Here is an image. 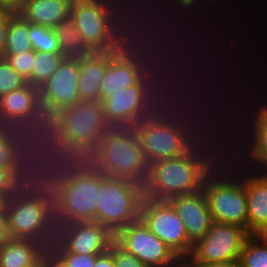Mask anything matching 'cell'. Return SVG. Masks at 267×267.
I'll return each instance as SVG.
<instances>
[{
    "label": "cell",
    "mask_w": 267,
    "mask_h": 267,
    "mask_svg": "<svg viewBox=\"0 0 267 267\" xmlns=\"http://www.w3.org/2000/svg\"><path fill=\"white\" fill-rule=\"evenodd\" d=\"M238 162L241 170L239 168L236 170L235 167L233 170L245 183L248 205V232L256 235H267V174L262 173L261 175V173L257 172L258 168L255 169L257 174H254L255 171H252V168H250V172L247 166L242 167V165H245L243 164L246 162L245 160ZM244 168L245 170H243ZM243 172H247V175Z\"/></svg>",
    "instance_id": "cell-18"
},
{
    "label": "cell",
    "mask_w": 267,
    "mask_h": 267,
    "mask_svg": "<svg viewBox=\"0 0 267 267\" xmlns=\"http://www.w3.org/2000/svg\"><path fill=\"white\" fill-rule=\"evenodd\" d=\"M114 241L148 267H181L183 262L142 220L130 223L114 235Z\"/></svg>",
    "instance_id": "cell-4"
},
{
    "label": "cell",
    "mask_w": 267,
    "mask_h": 267,
    "mask_svg": "<svg viewBox=\"0 0 267 267\" xmlns=\"http://www.w3.org/2000/svg\"><path fill=\"white\" fill-rule=\"evenodd\" d=\"M125 2H126V4L128 3V5H125ZM139 2H140V0L138 2L133 1L132 3H134L135 5L133 7H130V5H132L130 3V0L124 1V11H123V18H121V24L124 27H127L128 29L132 30L133 32H134V25H136L135 18H137V7H136L137 4L136 3H139ZM127 6H129V8Z\"/></svg>",
    "instance_id": "cell-51"
},
{
    "label": "cell",
    "mask_w": 267,
    "mask_h": 267,
    "mask_svg": "<svg viewBox=\"0 0 267 267\" xmlns=\"http://www.w3.org/2000/svg\"><path fill=\"white\" fill-rule=\"evenodd\" d=\"M23 0H0V6L11 9L12 11L17 12L22 4Z\"/></svg>",
    "instance_id": "cell-59"
},
{
    "label": "cell",
    "mask_w": 267,
    "mask_h": 267,
    "mask_svg": "<svg viewBox=\"0 0 267 267\" xmlns=\"http://www.w3.org/2000/svg\"><path fill=\"white\" fill-rule=\"evenodd\" d=\"M163 70H164V68L161 66L158 69H152L151 72H137L138 76H139V81L143 85L145 90H159V89L163 90V89H166V87L170 86L169 82L171 80H168V78H167L168 74H166V71H163ZM162 72H163V74H162ZM165 78H167V79H165Z\"/></svg>",
    "instance_id": "cell-42"
},
{
    "label": "cell",
    "mask_w": 267,
    "mask_h": 267,
    "mask_svg": "<svg viewBox=\"0 0 267 267\" xmlns=\"http://www.w3.org/2000/svg\"><path fill=\"white\" fill-rule=\"evenodd\" d=\"M107 0H72V3L92 5L101 11L105 8Z\"/></svg>",
    "instance_id": "cell-58"
},
{
    "label": "cell",
    "mask_w": 267,
    "mask_h": 267,
    "mask_svg": "<svg viewBox=\"0 0 267 267\" xmlns=\"http://www.w3.org/2000/svg\"><path fill=\"white\" fill-rule=\"evenodd\" d=\"M9 197L6 194L0 193V213H6Z\"/></svg>",
    "instance_id": "cell-63"
},
{
    "label": "cell",
    "mask_w": 267,
    "mask_h": 267,
    "mask_svg": "<svg viewBox=\"0 0 267 267\" xmlns=\"http://www.w3.org/2000/svg\"><path fill=\"white\" fill-rule=\"evenodd\" d=\"M209 134L210 133H207V134L205 133L204 135L198 134V136H183L184 151H195V150L198 151L202 147L206 146V144L208 147L211 146V148H213V145L215 143H216L215 145H217V144L219 145V143L215 141V140H218L219 137L217 139H215V137H214V139L210 140L209 138H212L211 137L212 135H209ZM203 137H205V138H203ZM202 138H203V140H202ZM206 138L208 140H206ZM209 141L210 142L213 141L212 143H214V144L210 143Z\"/></svg>",
    "instance_id": "cell-47"
},
{
    "label": "cell",
    "mask_w": 267,
    "mask_h": 267,
    "mask_svg": "<svg viewBox=\"0 0 267 267\" xmlns=\"http://www.w3.org/2000/svg\"><path fill=\"white\" fill-rule=\"evenodd\" d=\"M133 129L138 136L148 164L184 155L181 130L166 126L149 117L142 119Z\"/></svg>",
    "instance_id": "cell-11"
},
{
    "label": "cell",
    "mask_w": 267,
    "mask_h": 267,
    "mask_svg": "<svg viewBox=\"0 0 267 267\" xmlns=\"http://www.w3.org/2000/svg\"><path fill=\"white\" fill-rule=\"evenodd\" d=\"M137 220L131 210V199L124 179L103 174L98 191L97 222L115 235Z\"/></svg>",
    "instance_id": "cell-8"
},
{
    "label": "cell",
    "mask_w": 267,
    "mask_h": 267,
    "mask_svg": "<svg viewBox=\"0 0 267 267\" xmlns=\"http://www.w3.org/2000/svg\"><path fill=\"white\" fill-rule=\"evenodd\" d=\"M174 56H175V55H174ZM166 57H167V56H166ZM166 57L164 58V60H160V63L162 62V63H161V66H162V65H163V67L165 66V69H164V70H166L167 73H170V74H171V73L174 72V70L172 69L174 66H172V65L170 64L171 61H170V63H169V61H167V60L169 59V57H171V56H169L168 59H166ZM175 57H176V56H175ZM177 57H178V56H177ZM171 58H174V57L172 56ZM171 58H170V60H171ZM165 59H166V60H165ZM172 60H173V59H172ZM163 61H164V62H165V61L168 62L170 65H169L168 63L164 64ZM174 61H175V60H174ZM177 61H178V60H177ZM184 62H186V61L184 60ZM180 63H181V62H180ZM180 63H179V64H180ZM167 64H168V65H167ZM176 64H177V63H176ZM182 64H184V63H182ZM173 65H175V64L173 63ZM166 66H168V67H169V66H172V67H171V70H173V71L171 72V70H169V68H168V71H167ZM179 66H180V65H179ZM183 66H184V65H183ZM174 69H175V70H176V69H179V67H178V68L174 67ZM182 70H183V69H182ZM177 71H179V70H177ZM188 72H190V71H188ZM188 72H187V73H188ZM174 73H175V72H174ZM176 73H177V72H176ZM176 73H175V74H176ZM188 74H189V73H188ZM173 76L176 77V76H179V74H177V75H174V74H173Z\"/></svg>",
    "instance_id": "cell-62"
},
{
    "label": "cell",
    "mask_w": 267,
    "mask_h": 267,
    "mask_svg": "<svg viewBox=\"0 0 267 267\" xmlns=\"http://www.w3.org/2000/svg\"><path fill=\"white\" fill-rule=\"evenodd\" d=\"M183 97V96H182ZM189 97V98H188ZM186 96V99H184V97L181 99V98H179V96L177 97V101H178V103H179V105H180V107H181V111H182V118H183V121H193V119H194V121H197V119H196V117H195V114L196 113H194V116L192 117V113H193V109H192V107H194V109L196 108V106H195V103H193L192 101H191V99L194 97H191L190 98V95L189 96ZM190 100L189 102H192L193 104L192 105H194V106H192V105H190V103L187 101V100ZM182 100V101H181ZM187 101L186 103H185V101ZM193 100V99H192ZM182 102V103H181ZM184 102V103H183ZM186 104V105H185ZM188 104L190 105V106H188ZM182 105V106H181ZM184 106H186V107H184ZM192 106V107H191ZM199 106H201L200 105V102H199V105L197 106V108L199 107ZM189 107H190V110L192 111H190L189 110ZM184 108H186L185 110H184ZM201 108V107H200ZM196 110H198V109H196ZM196 110H194L195 112H197ZM185 111V112H184ZM187 112V113H186ZM191 112V113H190ZM199 112V111H198ZM189 113V114H188ZM200 113V112H199ZM199 113H197V114H199ZM190 115V116H189ZM200 115V114H199ZM185 117H187V118H185ZM197 117H200V116H197ZM189 118V119H188Z\"/></svg>",
    "instance_id": "cell-54"
},
{
    "label": "cell",
    "mask_w": 267,
    "mask_h": 267,
    "mask_svg": "<svg viewBox=\"0 0 267 267\" xmlns=\"http://www.w3.org/2000/svg\"><path fill=\"white\" fill-rule=\"evenodd\" d=\"M141 220L182 262L190 256L193 244L183 220L167 200H160Z\"/></svg>",
    "instance_id": "cell-10"
},
{
    "label": "cell",
    "mask_w": 267,
    "mask_h": 267,
    "mask_svg": "<svg viewBox=\"0 0 267 267\" xmlns=\"http://www.w3.org/2000/svg\"><path fill=\"white\" fill-rule=\"evenodd\" d=\"M263 106L264 107L261 106L260 109H258L256 111L257 112L255 115L256 118L252 119L253 123L251 125L253 126V128H251V129H253L254 131L251 130L253 133L251 135H253V136L250 139V141L253 144L252 145L249 144L250 148H247V147H249V145L246 146V144H245L246 150H244L245 153L243 151L242 154H241L240 150L243 148L241 147V145H239L240 149L238 151L240 153L237 152V156L240 157L239 160H241V158H244L246 156V151L248 149L247 157H245L244 159L245 160H247V158H250V159L247 160V163H245V164L247 165L249 162H252V164H253L256 161L254 164L256 165V163H257L258 168H259V166L261 168L260 169L261 172L262 173L265 172V174H267V170H266L267 169V105L266 106L263 105ZM253 137H254V139H253ZM252 140H254V141H252ZM243 153L245 154L244 156H243ZM238 154H240V156ZM241 155L243 157H241ZM261 166L265 167L264 168L265 170H263V168Z\"/></svg>",
    "instance_id": "cell-28"
},
{
    "label": "cell",
    "mask_w": 267,
    "mask_h": 267,
    "mask_svg": "<svg viewBox=\"0 0 267 267\" xmlns=\"http://www.w3.org/2000/svg\"><path fill=\"white\" fill-rule=\"evenodd\" d=\"M26 175L27 168L0 167V193L10 198L25 184Z\"/></svg>",
    "instance_id": "cell-38"
},
{
    "label": "cell",
    "mask_w": 267,
    "mask_h": 267,
    "mask_svg": "<svg viewBox=\"0 0 267 267\" xmlns=\"http://www.w3.org/2000/svg\"><path fill=\"white\" fill-rule=\"evenodd\" d=\"M6 215L10 238L36 241L44 229V205L25 184L9 198Z\"/></svg>",
    "instance_id": "cell-9"
},
{
    "label": "cell",
    "mask_w": 267,
    "mask_h": 267,
    "mask_svg": "<svg viewBox=\"0 0 267 267\" xmlns=\"http://www.w3.org/2000/svg\"><path fill=\"white\" fill-rule=\"evenodd\" d=\"M232 170L205 193L214 222L229 223L248 231V205L245 183ZM232 177V178H231Z\"/></svg>",
    "instance_id": "cell-5"
},
{
    "label": "cell",
    "mask_w": 267,
    "mask_h": 267,
    "mask_svg": "<svg viewBox=\"0 0 267 267\" xmlns=\"http://www.w3.org/2000/svg\"><path fill=\"white\" fill-rule=\"evenodd\" d=\"M113 260L115 267H148L134 255L127 253L113 241Z\"/></svg>",
    "instance_id": "cell-44"
},
{
    "label": "cell",
    "mask_w": 267,
    "mask_h": 267,
    "mask_svg": "<svg viewBox=\"0 0 267 267\" xmlns=\"http://www.w3.org/2000/svg\"><path fill=\"white\" fill-rule=\"evenodd\" d=\"M98 169L76 177L65 191L64 214L74 222H97L98 191L100 177Z\"/></svg>",
    "instance_id": "cell-15"
},
{
    "label": "cell",
    "mask_w": 267,
    "mask_h": 267,
    "mask_svg": "<svg viewBox=\"0 0 267 267\" xmlns=\"http://www.w3.org/2000/svg\"><path fill=\"white\" fill-rule=\"evenodd\" d=\"M38 267H54L53 265L48 264H40Z\"/></svg>",
    "instance_id": "cell-64"
},
{
    "label": "cell",
    "mask_w": 267,
    "mask_h": 267,
    "mask_svg": "<svg viewBox=\"0 0 267 267\" xmlns=\"http://www.w3.org/2000/svg\"><path fill=\"white\" fill-rule=\"evenodd\" d=\"M114 241V235L98 222H75L69 238V252L100 255Z\"/></svg>",
    "instance_id": "cell-21"
},
{
    "label": "cell",
    "mask_w": 267,
    "mask_h": 267,
    "mask_svg": "<svg viewBox=\"0 0 267 267\" xmlns=\"http://www.w3.org/2000/svg\"><path fill=\"white\" fill-rule=\"evenodd\" d=\"M118 1L119 0H107L106 6L102 12L105 14L108 20L121 24V18H123L124 11V1L126 0Z\"/></svg>",
    "instance_id": "cell-48"
},
{
    "label": "cell",
    "mask_w": 267,
    "mask_h": 267,
    "mask_svg": "<svg viewBox=\"0 0 267 267\" xmlns=\"http://www.w3.org/2000/svg\"><path fill=\"white\" fill-rule=\"evenodd\" d=\"M157 59L159 56L150 49L134 67L137 72H151L152 69H158L161 66L160 60Z\"/></svg>",
    "instance_id": "cell-50"
},
{
    "label": "cell",
    "mask_w": 267,
    "mask_h": 267,
    "mask_svg": "<svg viewBox=\"0 0 267 267\" xmlns=\"http://www.w3.org/2000/svg\"><path fill=\"white\" fill-rule=\"evenodd\" d=\"M0 167L27 168L20 156L17 142L11 137L0 136Z\"/></svg>",
    "instance_id": "cell-39"
},
{
    "label": "cell",
    "mask_w": 267,
    "mask_h": 267,
    "mask_svg": "<svg viewBox=\"0 0 267 267\" xmlns=\"http://www.w3.org/2000/svg\"><path fill=\"white\" fill-rule=\"evenodd\" d=\"M148 2H146V3H142V5H144V8L141 10V8L139 7L141 4H139V5H137L138 7H137V12H139V13H137V18H136V20H138V21H136V25H134V34L138 37V38H140L141 40H142V36H146V35H149L150 34V32H152L155 28V26H157V25H154V24H162L163 23V21H162V19H159V20H161V22L160 23H158L159 21H157L156 22V18L155 19H153L152 21H155V22H152L151 21V19L154 17L153 15H154V12H152V14H150V15H152V18H151V16H149V14L147 13V14H145L146 12H147V10H148V7H147V9H146V11H145V4H146V6L148 5L147 4ZM142 11V12H140V11ZM145 12H144V11ZM144 12V13H143ZM144 16H143V15ZM145 15L146 16H149V18H148V20H147V17L145 18ZM142 18V19H141ZM143 19H144V21H143ZM141 20V21H140ZM146 20V21H145ZM143 22V23H142ZM151 24H150V23ZM139 23V24H138ZM152 23H154V24H152ZM150 26H149V25ZM143 25V26H142ZM154 25V26H153ZM151 26H153V27H151ZM151 27V28H150ZM144 28V29H143ZM149 28V29H148ZM143 29V30H142ZM147 29V30H146Z\"/></svg>",
    "instance_id": "cell-45"
},
{
    "label": "cell",
    "mask_w": 267,
    "mask_h": 267,
    "mask_svg": "<svg viewBox=\"0 0 267 267\" xmlns=\"http://www.w3.org/2000/svg\"><path fill=\"white\" fill-rule=\"evenodd\" d=\"M145 92L147 98V117L171 128L182 130V111L172 87L169 86V89L167 87L163 90H145Z\"/></svg>",
    "instance_id": "cell-24"
},
{
    "label": "cell",
    "mask_w": 267,
    "mask_h": 267,
    "mask_svg": "<svg viewBox=\"0 0 267 267\" xmlns=\"http://www.w3.org/2000/svg\"><path fill=\"white\" fill-rule=\"evenodd\" d=\"M171 76H172V74H171L170 76H169V74H168V79L171 78L172 83L174 82L173 84L170 83V84H171L170 86L172 87V90H174L173 92H175V91H179L180 87H179L178 85H176V84H178L179 82L176 81V79L174 80ZM169 77H170V78H169ZM173 80H174V81H173ZM186 80H187V79H186ZM175 81L178 82V83H176ZM181 81H182V80H181ZM181 81H180V82H181ZM183 82H184V81H183ZM187 83H188V81H187ZM183 84H184V83H183ZM174 85H176V86H175L176 88L174 87ZM179 85H180V84H179ZM189 85H190V84H189ZM177 86H178L179 88H178ZM185 86H186V85H185ZM173 87H174V88H173ZM182 87H183V86H182ZM182 87H181L182 91H181V89H180L181 92H180V91H179V92H175V96H176V97H178V95H179L180 93H181L180 98H182V97H181L182 95H183V96H186L185 94H186L188 91H187V90L184 91V92H185V94H184V92H183V88H182ZM187 87H188V86H187ZM190 87H191V86H190ZM190 87H189V88H190ZM177 88H178V90H176ZM184 89H185V88H184ZM186 89H188V88H186ZM182 92H183V94H182ZM194 92H195V91H194ZM194 92H193V93H194ZM176 93H177V94H176ZM178 93H179V94H178ZM188 93H189V92H188ZM188 93H187V94H188ZM188 95H190V94H188ZM191 95H192V94H191Z\"/></svg>",
    "instance_id": "cell-61"
},
{
    "label": "cell",
    "mask_w": 267,
    "mask_h": 267,
    "mask_svg": "<svg viewBox=\"0 0 267 267\" xmlns=\"http://www.w3.org/2000/svg\"><path fill=\"white\" fill-rule=\"evenodd\" d=\"M74 221L64 213H46L44 229L36 240L41 264L55 265L69 252Z\"/></svg>",
    "instance_id": "cell-17"
},
{
    "label": "cell",
    "mask_w": 267,
    "mask_h": 267,
    "mask_svg": "<svg viewBox=\"0 0 267 267\" xmlns=\"http://www.w3.org/2000/svg\"><path fill=\"white\" fill-rule=\"evenodd\" d=\"M2 58L24 79L28 80L31 77L35 58L34 50L19 54L3 55Z\"/></svg>",
    "instance_id": "cell-41"
},
{
    "label": "cell",
    "mask_w": 267,
    "mask_h": 267,
    "mask_svg": "<svg viewBox=\"0 0 267 267\" xmlns=\"http://www.w3.org/2000/svg\"><path fill=\"white\" fill-rule=\"evenodd\" d=\"M138 37L134 32L127 27H124L122 24L114 21H107L105 40L113 43L117 47H121L127 52L130 57V51L133 48L134 42Z\"/></svg>",
    "instance_id": "cell-37"
},
{
    "label": "cell",
    "mask_w": 267,
    "mask_h": 267,
    "mask_svg": "<svg viewBox=\"0 0 267 267\" xmlns=\"http://www.w3.org/2000/svg\"><path fill=\"white\" fill-rule=\"evenodd\" d=\"M197 119L200 120V121L198 120V122H196L197 124L195 123V121H183V129L181 130L183 136H198V134L202 135V134H205L206 132H212L213 131V129H212L213 127L210 126V124L209 125L208 124L201 125V119L200 118H197ZM199 122H200V124H198ZM200 125H201V127H200ZM207 125L209 126V129L211 128L210 131H203L204 128H205L204 130H207L206 129L208 127ZM203 126H206V127L203 128ZM199 128H201V129L203 128V129L200 130ZM198 130H200V131H198Z\"/></svg>",
    "instance_id": "cell-53"
},
{
    "label": "cell",
    "mask_w": 267,
    "mask_h": 267,
    "mask_svg": "<svg viewBox=\"0 0 267 267\" xmlns=\"http://www.w3.org/2000/svg\"><path fill=\"white\" fill-rule=\"evenodd\" d=\"M139 76L135 67L131 64L107 65L100 84L101 101L125 88L137 84Z\"/></svg>",
    "instance_id": "cell-31"
},
{
    "label": "cell",
    "mask_w": 267,
    "mask_h": 267,
    "mask_svg": "<svg viewBox=\"0 0 267 267\" xmlns=\"http://www.w3.org/2000/svg\"><path fill=\"white\" fill-rule=\"evenodd\" d=\"M32 49L29 38V22L15 12L8 22L6 47L3 55L19 54Z\"/></svg>",
    "instance_id": "cell-32"
},
{
    "label": "cell",
    "mask_w": 267,
    "mask_h": 267,
    "mask_svg": "<svg viewBox=\"0 0 267 267\" xmlns=\"http://www.w3.org/2000/svg\"><path fill=\"white\" fill-rule=\"evenodd\" d=\"M79 57H65L50 78L39 88L42 106L61 111L81 101L78 92Z\"/></svg>",
    "instance_id": "cell-12"
},
{
    "label": "cell",
    "mask_w": 267,
    "mask_h": 267,
    "mask_svg": "<svg viewBox=\"0 0 267 267\" xmlns=\"http://www.w3.org/2000/svg\"><path fill=\"white\" fill-rule=\"evenodd\" d=\"M98 59L90 55L79 57L78 92L81 101L101 102L100 84L107 67Z\"/></svg>",
    "instance_id": "cell-27"
},
{
    "label": "cell",
    "mask_w": 267,
    "mask_h": 267,
    "mask_svg": "<svg viewBox=\"0 0 267 267\" xmlns=\"http://www.w3.org/2000/svg\"><path fill=\"white\" fill-rule=\"evenodd\" d=\"M15 13L9 8L0 6V57L3 56L6 47V36L9 18Z\"/></svg>",
    "instance_id": "cell-49"
},
{
    "label": "cell",
    "mask_w": 267,
    "mask_h": 267,
    "mask_svg": "<svg viewBox=\"0 0 267 267\" xmlns=\"http://www.w3.org/2000/svg\"><path fill=\"white\" fill-rule=\"evenodd\" d=\"M89 55L92 58L107 63L108 65L131 64L130 57L125 50L106 40L94 44L90 48Z\"/></svg>",
    "instance_id": "cell-36"
},
{
    "label": "cell",
    "mask_w": 267,
    "mask_h": 267,
    "mask_svg": "<svg viewBox=\"0 0 267 267\" xmlns=\"http://www.w3.org/2000/svg\"><path fill=\"white\" fill-rule=\"evenodd\" d=\"M95 164L106 176L117 178L149 168L133 127H110L95 149Z\"/></svg>",
    "instance_id": "cell-2"
},
{
    "label": "cell",
    "mask_w": 267,
    "mask_h": 267,
    "mask_svg": "<svg viewBox=\"0 0 267 267\" xmlns=\"http://www.w3.org/2000/svg\"><path fill=\"white\" fill-rule=\"evenodd\" d=\"M26 84L27 80L16 72L4 58L0 57V97Z\"/></svg>",
    "instance_id": "cell-40"
},
{
    "label": "cell",
    "mask_w": 267,
    "mask_h": 267,
    "mask_svg": "<svg viewBox=\"0 0 267 267\" xmlns=\"http://www.w3.org/2000/svg\"><path fill=\"white\" fill-rule=\"evenodd\" d=\"M40 105L39 89L29 83L0 97V106L10 119L28 115Z\"/></svg>",
    "instance_id": "cell-29"
},
{
    "label": "cell",
    "mask_w": 267,
    "mask_h": 267,
    "mask_svg": "<svg viewBox=\"0 0 267 267\" xmlns=\"http://www.w3.org/2000/svg\"><path fill=\"white\" fill-rule=\"evenodd\" d=\"M150 48L148 47L147 43L140 38H138L134 44L133 48L130 51V60L131 65L135 66L139 60L143 58V55L146 54Z\"/></svg>",
    "instance_id": "cell-52"
},
{
    "label": "cell",
    "mask_w": 267,
    "mask_h": 267,
    "mask_svg": "<svg viewBox=\"0 0 267 267\" xmlns=\"http://www.w3.org/2000/svg\"><path fill=\"white\" fill-rule=\"evenodd\" d=\"M29 38L32 49L37 52H61L53 28L29 23Z\"/></svg>",
    "instance_id": "cell-35"
},
{
    "label": "cell",
    "mask_w": 267,
    "mask_h": 267,
    "mask_svg": "<svg viewBox=\"0 0 267 267\" xmlns=\"http://www.w3.org/2000/svg\"><path fill=\"white\" fill-rule=\"evenodd\" d=\"M43 165L54 178L69 183L76 177L96 169L95 150L72 142L67 136L54 143L36 162Z\"/></svg>",
    "instance_id": "cell-7"
},
{
    "label": "cell",
    "mask_w": 267,
    "mask_h": 267,
    "mask_svg": "<svg viewBox=\"0 0 267 267\" xmlns=\"http://www.w3.org/2000/svg\"><path fill=\"white\" fill-rule=\"evenodd\" d=\"M64 58L65 56L61 52L35 51L32 75L27 83L39 89L55 72Z\"/></svg>",
    "instance_id": "cell-33"
},
{
    "label": "cell",
    "mask_w": 267,
    "mask_h": 267,
    "mask_svg": "<svg viewBox=\"0 0 267 267\" xmlns=\"http://www.w3.org/2000/svg\"><path fill=\"white\" fill-rule=\"evenodd\" d=\"M101 104L110 127H134L147 117L146 92L140 81L104 98Z\"/></svg>",
    "instance_id": "cell-13"
},
{
    "label": "cell",
    "mask_w": 267,
    "mask_h": 267,
    "mask_svg": "<svg viewBox=\"0 0 267 267\" xmlns=\"http://www.w3.org/2000/svg\"><path fill=\"white\" fill-rule=\"evenodd\" d=\"M53 30L59 41L61 53L65 57L78 58L89 55L90 48L71 16L61 20Z\"/></svg>",
    "instance_id": "cell-30"
},
{
    "label": "cell",
    "mask_w": 267,
    "mask_h": 267,
    "mask_svg": "<svg viewBox=\"0 0 267 267\" xmlns=\"http://www.w3.org/2000/svg\"><path fill=\"white\" fill-rule=\"evenodd\" d=\"M123 179L130 195L131 210L141 220L160 201L150 168L130 173Z\"/></svg>",
    "instance_id": "cell-22"
},
{
    "label": "cell",
    "mask_w": 267,
    "mask_h": 267,
    "mask_svg": "<svg viewBox=\"0 0 267 267\" xmlns=\"http://www.w3.org/2000/svg\"><path fill=\"white\" fill-rule=\"evenodd\" d=\"M184 267H240L238 261L206 264V265H183Z\"/></svg>",
    "instance_id": "cell-60"
},
{
    "label": "cell",
    "mask_w": 267,
    "mask_h": 267,
    "mask_svg": "<svg viewBox=\"0 0 267 267\" xmlns=\"http://www.w3.org/2000/svg\"><path fill=\"white\" fill-rule=\"evenodd\" d=\"M250 235L242 227L213 221L209 231L193 244L191 254L183 265L239 261L243 246Z\"/></svg>",
    "instance_id": "cell-3"
},
{
    "label": "cell",
    "mask_w": 267,
    "mask_h": 267,
    "mask_svg": "<svg viewBox=\"0 0 267 267\" xmlns=\"http://www.w3.org/2000/svg\"><path fill=\"white\" fill-rule=\"evenodd\" d=\"M183 220L189 241L195 244L210 229L213 222L204 193L177 195L167 200Z\"/></svg>",
    "instance_id": "cell-19"
},
{
    "label": "cell",
    "mask_w": 267,
    "mask_h": 267,
    "mask_svg": "<svg viewBox=\"0 0 267 267\" xmlns=\"http://www.w3.org/2000/svg\"><path fill=\"white\" fill-rule=\"evenodd\" d=\"M25 185L44 205L46 213H64V195L69 185L66 179L54 178V174L35 162L27 167Z\"/></svg>",
    "instance_id": "cell-20"
},
{
    "label": "cell",
    "mask_w": 267,
    "mask_h": 267,
    "mask_svg": "<svg viewBox=\"0 0 267 267\" xmlns=\"http://www.w3.org/2000/svg\"><path fill=\"white\" fill-rule=\"evenodd\" d=\"M215 147L217 148L215 150L210 149L211 147L204 146L203 148H201L198 151H196V150L195 151H184V155L187 157L188 161L191 163V165L193 167L195 192H200V193L205 194L215 184L222 181L230 172H232V170H233L232 168L234 166L235 167L238 166V159L239 158L235 159L236 151H238V150H235V148H231V149H234L231 151H235L234 153H232L235 156L232 154L230 155L232 157V159H231V157L224 155L225 158H227V159L230 158V161H228L227 159H225L223 157V154L218 153L219 151H217V150L220 148V146L214 145V148ZM214 154H216V155H214ZM218 156L220 158L222 156L221 159H223V160L221 161V159ZM233 159L236 161V163H235V161L231 162V160H233ZM218 161H220V162H218ZM221 162H223L225 164H223V163L220 164ZM226 164H227V166H226ZM228 164H229V166H228ZM230 167H232V168H230ZM220 168H222V169H220Z\"/></svg>",
    "instance_id": "cell-16"
},
{
    "label": "cell",
    "mask_w": 267,
    "mask_h": 267,
    "mask_svg": "<svg viewBox=\"0 0 267 267\" xmlns=\"http://www.w3.org/2000/svg\"><path fill=\"white\" fill-rule=\"evenodd\" d=\"M10 131L26 167L37 162L54 143L66 136L59 113L42 105L28 115L11 118Z\"/></svg>",
    "instance_id": "cell-1"
},
{
    "label": "cell",
    "mask_w": 267,
    "mask_h": 267,
    "mask_svg": "<svg viewBox=\"0 0 267 267\" xmlns=\"http://www.w3.org/2000/svg\"><path fill=\"white\" fill-rule=\"evenodd\" d=\"M70 16L89 48L105 40L108 19L100 9L92 5L72 3Z\"/></svg>",
    "instance_id": "cell-25"
},
{
    "label": "cell",
    "mask_w": 267,
    "mask_h": 267,
    "mask_svg": "<svg viewBox=\"0 0 267 267\" xmlns=\"http://www.w3.org/2000/svg\"><path fill=\"white\" fill-rule=\"evenodd\" d=\"M238 262L240 267H267V235L251 234Z\"/></svg>",
    "instance_id": "cell-34"
},
{
    "label": "cell",
    "mask_w": 267,
    "mask_h": 267,
    "mask_svg": "<svg viewBox=\"0 0 267 267\" xmlns=\"http://www.w3.org/2000/svg\"><path fill=\"white\" fill-rule=\"evenodd\" d=\"M10 239L6 213H0V246Z\"/></svg>",
    "instance_id": "cell-57"
},
{
    "label": "cell",
    "mask_w": 267,
    "mask_h": 267,
    "mask_svg": "<svg viewBox=\"0 0 267 267\" xmlns=\"http://www.w3.org/2000/svg\"><path fill=\"white\" fill-rule=\"evenodd\" d=\"M162 27H163L162 25H161V27L158 26V27L155 28L154 32H153V31L151 32L152 34L150 33V34L147 35V36H142V40L145 41V42L147 43L148 47H149L153 52H155L156 54H158V55L161 56V57H162L163 53L165 52L164 49H166V48L168 47V46H166V45H165L166 47L163 45V44H166V43H162V42H161V39L164 38V36H162L161 34H157V33L161 32L160 30H162V29L159 30V29H157V28H162ZM156 30H157V31H156ZM163 30L165 31V29H163ZM155 32H156V34H155ZM165 32H167V31H165ZM163 33H164V32H163ZM152 35H153V36L155 35V36L153 37ZM163 35H165V34H163ZM168 35H169V34H168ZM158 36H160V37L158 38ZM165 36H166V35H165ZM147 37H148V38H147ZM161 37H162V38H161ZM168 37H170V35H169ZM146 38H147V39H146ZM153 38H155V39H157V40H155V39H153ZM166 38H167V37H166ZM169 39H170V38H169ZM171 39H172V38H171ZM148 40H149V41H148ZM153 40H154V41H153ZM163 40H164V39H163ZM163 40H162V41H163ZM165 40H166L167 43L169 42V41H167V39H165ZM172 40H173V39H172ZM172 40H170V41H172ZM156 42H157V43H156ZM158 42H160L159 44H162V45H161L162 47L158 45ZM155 43H156L157 45H156ZM170 43H171V42H170ZM171 44H173V43H171ZM174 44H176V43H174ZM168 45H170V44H168ZM156 46H158V47H156ZM163 46H164V49L162 50ZM172 46H173V45H172ZM170 47H171V46H170ZM170 47H169V48H170ZM177 47H178V46H177ZM160 48H161V49H160ZM169 48H168V50H169ZM171 48H172V47H171ZM174 48H176L175 45H174ZM153 49H154V50H153ZM155 49H157V50H155ZM168 50H167V51H168ZM170 50H171V49H170ZM159 51H161V52H159ZM163 51H164V52H163ZM167 51H166V52H167ZM171 51H173V50H171ZM175 52H176V51H175ZM167 53H168L167 55L170 56L171 52L169 53V51H168ZM172 53H173V52H172ZM178 54H179V53H178ZM178 54H177V55H178ZM167 55H166V53H165V54L163 55V58H160V57H159V59H160V60H163L164 57L167 56ZM173 55H176V53L173 54ZM179 55H180V54H179Z\"/></svg>",
    "instance_id": "cell-46"
},
{
    "label": "cell",
    "mask_w": 267,
    "mask_h": 267,
    "mask_svg": "<svg viewBox=\"0 0 267 267\" xmlns=\"http://www.w3.org/2000/svg\"><path fill=\"white\" fill-rule=\"evenodd\" d=\"M97 256L67 252L54 267H95Z\"/></svg>",
    "instance_id": "cell-43"
},
{
    "label": "cell",
    "mask_w": 267,
    "mask_h": 267,
    "mask_svg": "<svg viewBox=\"0 0 267 267\" xmlns=\"http://www.w3.org/2000/svg\"><path fill=\"white\" fill-rule=\"evenodd\" d=\"M58 113L65 135L72 142L93 150L110 128L105 121L101 102L80 101Z\"/></svg>",
    "instance_id": "cell-6"
},
{
    "label": "cell",
    "mask_w": 267,
    "mask_h": 267,
    "mask_svg": "<svg viewBox=\"0 0 267 267\" xmlns=\"http://www.w3.org/2000/svg\"><path fill=\"white\" fill-rule=\"evenodd\" d=\"M95 267H115L113 260V242L106 252L96 257Z\"/></svg>",
    "instance_id": "cell-55"
},
{
    "label": "cell",
    "mask_w": 267,
    "mask_h": 267,
    "mask_svg": "<svg viewBox=\"0 0 267 267\" xmlns=\"http://www.w3.org/2000/svg\"><path fill=\"white\" fill-rule=\"evenodd\" d=\"M72 0H23L17 11L27 22L54 28L70 16Z\"/></svg>",
    "instance_id": "cell-23"
},
{
    "label": "cell",
    "mask_w": 267,
    "mask_h": 267,
    "mask_svg": "<svg viewBox=\"0 0 267 267\" xmlns=\"http://www.w3.org/2000/svg\"><path fill=\"white\" fill-rule=\"evenodd\" d=\"M0 136L11 137L10 118L0 106Z\"/></svg>",
    "instance_id": "cell-56"
},
{
    "label": "cell",
    "mask_w": 267,
    "mask_h": 267,
    "mask_svg": "<svg viewBox=\"0 0 267 267\" xmlns=\"http://www.w3.org/2000/svg\"><path fill=\"white\" fill-rule=\"evenodd\" d=\"M40 264L35 240L10 238L0 246V267H38Z\"/></svg>",
    "instance_id": "cell-26"
},
{
    "label": "cell",
    "mask_w": 267,
    "mask_h": 267,
    "mask_svg": "<svg viewBox=\"0 0 267 267\" xmlns=\"http://www.w3.org/2000/svg\"><path fill=\"white\" fill-rule=\"evenodd\" d=\"M159 200L195 192L194 173L185 155L149 164Z\"/></svg>",
    "instance_id": "cell-14"
}]
</instances>
